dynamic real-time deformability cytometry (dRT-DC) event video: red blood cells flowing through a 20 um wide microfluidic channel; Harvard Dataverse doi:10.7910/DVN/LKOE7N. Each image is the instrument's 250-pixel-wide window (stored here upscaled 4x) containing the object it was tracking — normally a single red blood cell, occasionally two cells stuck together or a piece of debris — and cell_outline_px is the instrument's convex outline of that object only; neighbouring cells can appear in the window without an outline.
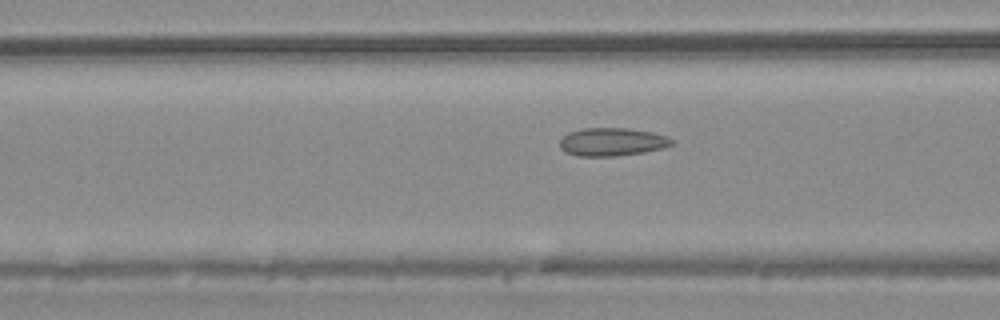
{"species": "common noctule bat (a hibernating species)", "species_latin": "Nyctalus noctula", "temperature_condition": "warm", "stored_images_in_passage": 39, "camera_frame_rate_fps": 3000, "um_per_image_px": 0.085, "animal": {"sex": "male", "body_mass_g": 20.4}, "frame": {"image": 1, "passage_image": 6, "time_ms": 1.667, "image_size_px": [1000, 320], "cell_outline_px": [[672, 144], [664, 148], [644, 152], [616, 156], [576, 156], [564, 152], [560, 148], [560, 140], [568, 132], [580, 128], [628, 128], [652, 132], [668, 136], [672, 140]], "centroid_in_image_um": [52.0, 12.06], "position_along_channel_um": 114.6, "area_um2": 18.5}}
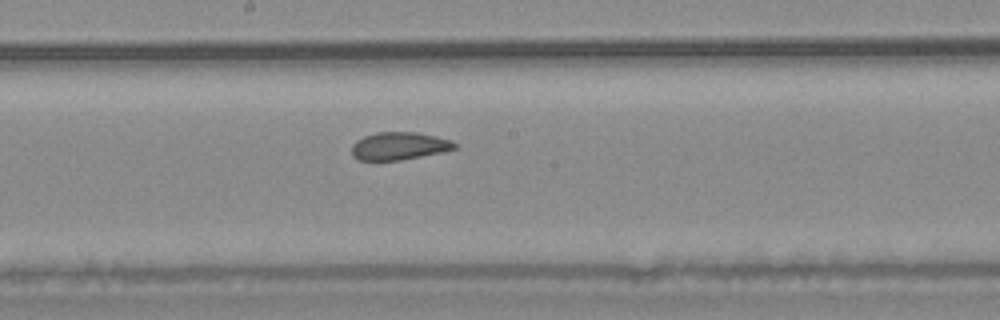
{"frame": {"image": 2, "passage_image": 14, "time_ms": 4.333, "image_size_px": [1000, 320], "cell_outline_px": [[460, 144], [456, 148], [444, 152], [400, 160], [360, 160], [352, 156], [352, 144], [356, 140], [364, 136], [376, 132], [416, 132], [436, 136], [452, 140]], "centroid_in_image_um": [33.96, 12.4], "position_along_channel_um": 214.2, "area_um2": 16.82}}
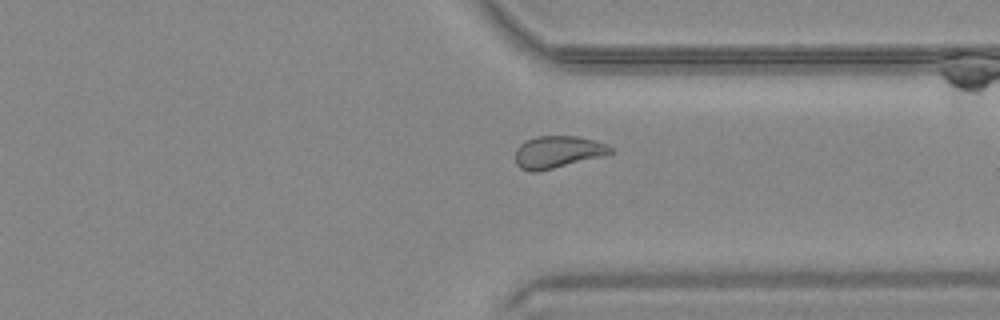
{"frame": {"image": 3, "passage_image": 26, "time_ms": 8.333, "image_size_px": [1000, 320], "cell_outline_px": [[612, 152], [604, 156], [540, 172], [532, 172], [520, 168], [516, 164], [516, 148], [524, 140], [536, 136], [576, 136], [596, 140], [612, 148]], "centroid_in_image_um": [47.38, 12.93], "position_along_channel_um": 364.0, "area_um2": 18.03}, "authors_computed_cell_mechanics": {"area_um2": 17.918, "velocity_mm_per_s": 3.7416, "shape_relaxation_time_tau1_ms": null, "shape_relaxation_time_tau2_ms": 1.2938, "deformation_change_tau1": null, "deformation_change_tau2": 0.0703}}